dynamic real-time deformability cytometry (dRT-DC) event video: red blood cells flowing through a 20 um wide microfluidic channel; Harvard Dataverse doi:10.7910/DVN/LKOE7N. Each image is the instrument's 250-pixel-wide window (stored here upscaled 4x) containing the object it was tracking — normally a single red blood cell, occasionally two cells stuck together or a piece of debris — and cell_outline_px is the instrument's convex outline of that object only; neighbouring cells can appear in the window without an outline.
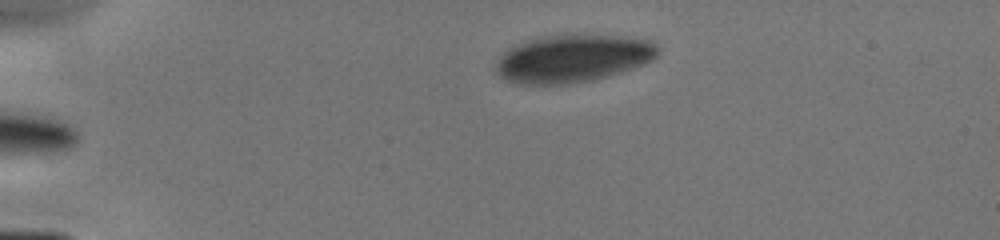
{"species": "human", "species_latin": "Homo sapiens", "temperature_condition": "cold", "stored_images_in_passage": 27, "camera_frame_rate_fps": 3000, "um_per_image_px": 0.085, "donor": {"sex": "male"}, "frame": {"image": 1, "passage_image": 3, "time_ms": 0.333, "image_size_px": [1000, 240], "cell_outline_px": [[660, 52], [652, 60], [644, 64], [620, 72], [592, 80], [560, 84], [524, 84], [508, 80], [500, 76], [496, 72], [496, 64], [500, 56], [508, 48], [516, 44], [536, 36], [620, 36], [648, 40], [656, 44], [660, 48]], "centroid_in_image_um": [48.68, 4.97], "position_along_channel_um": 36.3, "area_um2": 44.45}}
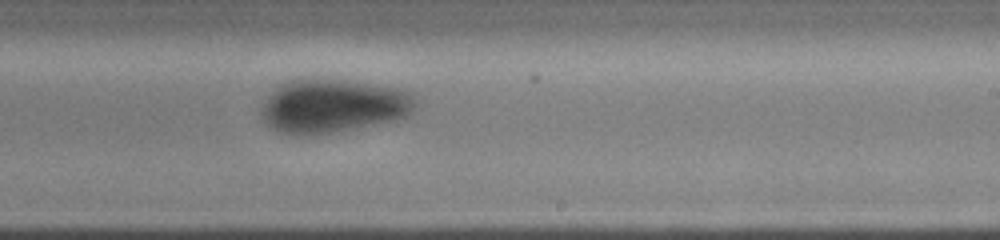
{"frame": {"image": 2, "passage_image": 16, "time_ms": 7.0, "image_size_px": [1000, 240], "cell_outline_px": [[416, 104], [404, 116], [396, 120], [328, 132], [280, 132], [272, 128], [264, 120], [260, 112], [260, 108], [268, 96], [280, 84], [288, 80], [308, 76], [312, 76], [344, 80], [404, 88], [412, 92], [416, 100]], "centroid_in_image_um": [28.31, 8.92], "position_along_channel_um": 260.7, "area_um2": 47.74}}
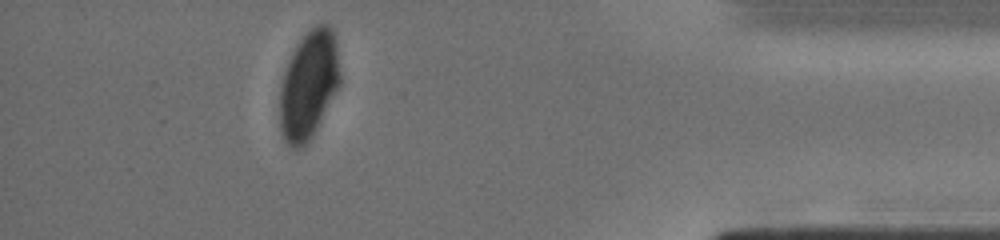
{"frame": {"image": 3, "passage_image": 25, "time_ms": 11.333, "image_size_px": [1000, 240], "cell_outline_px": [[340, 84], [312, 136], [300, 148], [292, 148], [284, 140], [280, 132], [280, 88], [284, 72], [292, 52], [300, 40], [316, 24], [328, 24], [332, 28], [336, 40], [340, 72]], "centroid_in_image_um": [26.24, 7.21], "position_along_channel_um": 409.0, "area_um2": 37.69}}